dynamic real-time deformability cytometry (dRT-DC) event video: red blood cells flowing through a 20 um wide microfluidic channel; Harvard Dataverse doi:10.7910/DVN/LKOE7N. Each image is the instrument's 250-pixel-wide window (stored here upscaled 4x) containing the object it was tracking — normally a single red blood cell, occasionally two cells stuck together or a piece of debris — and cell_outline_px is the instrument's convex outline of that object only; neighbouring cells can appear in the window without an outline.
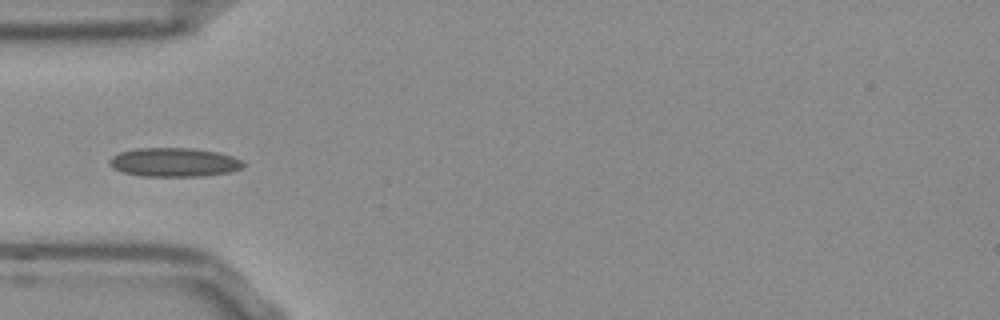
{"species": "Egyptian fruit bat (a non-hibernating species)", "species_latin": "Rousettus aegyptiacus", "temperature_condition": "room temperature", "stored_images_in_passage": 37, "camera_frame_rate_fps": 3000, "um_per_image_px": 0.085, "frame": {"image": 1, "passage_image": 1, "time_ms": 0.0, "image_size_px": [1000, 320], "cell_outline_px": [[244, 164], [240, 168], [228, 172], [200, 176], [144, 176], [124, 172], [108, 164], [108, 160], [112, 156], [120, 152], [136, 148], [196, 148], [216, 152], [232, 156], [240, 160]], "centroid_in_image_um": [14.77, 13.78], "position_along_channel_um": 70.2, "area_um2": 22.25}}
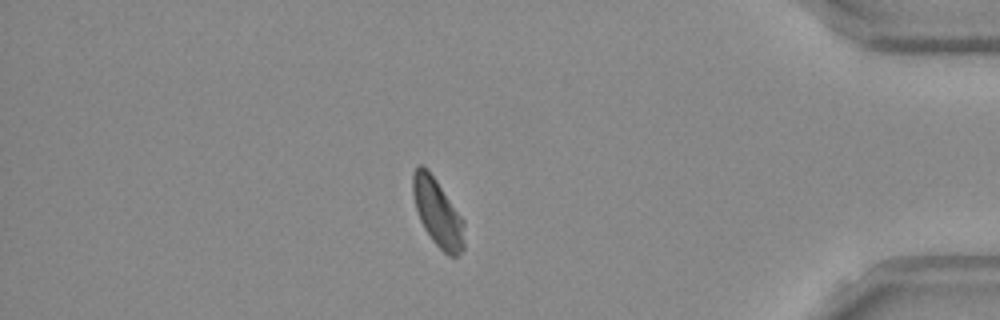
{"frame": {"image": 2, "passage_image": 30, "time_ms": 9.667, "image_size_px": [1000, 320], "cell_outline_px": [[464, 248], [456, 256], [448, 256], [432, 240], [424, 228], [420, 220], [416, 208], [412, 192], [412, 172], [420, 164], [436, 180], [464, 220]], "centroid_in_image_um": [37.2, 18.1], "position_along_channel_um": 398.0, "area_um2": 19.94}}
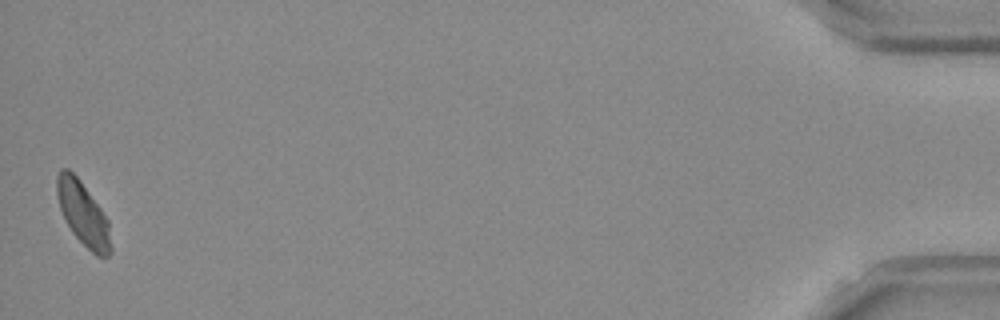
{"frame": {"image": 3, "passage_image": 37, "time_ms": 12.0, "image_size_px": [1000, 320], "cell_outline_px": [[112, 252], [108, 256], [96, 256], [72, 232], [60, 208], [56, 196], [56, 176], [60, 168], [68, 168], [80, 180], [100, 208], [108, 220], [112, 248]], "centroid_in_image_um": [7.06, 18.15], "position_along_channel_um": 428.1, "area_um2": 19.83}}